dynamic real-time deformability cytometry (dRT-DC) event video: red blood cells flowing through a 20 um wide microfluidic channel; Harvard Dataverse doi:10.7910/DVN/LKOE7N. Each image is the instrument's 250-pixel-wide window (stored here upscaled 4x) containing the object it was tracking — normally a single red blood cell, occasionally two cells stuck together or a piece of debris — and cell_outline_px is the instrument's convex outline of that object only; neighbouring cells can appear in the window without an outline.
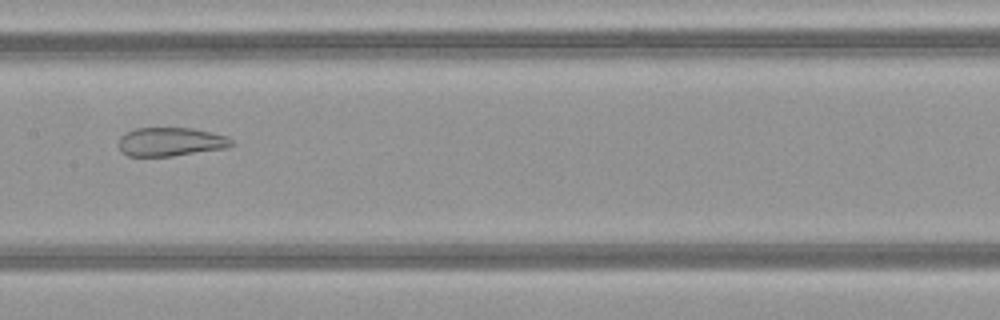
{"species": "common noctule bat (a hibernating species)", "species_latin": "Nyctalus noctula", "temperature_condition": "warm", "stored_images_in_passage": 49, "camera_frame_rate_fps": 3000, "um_per_image_px": 0.085, "animal": {"sex": "female", "body_mass_g": 21.9}, "frame": {"image": 1, "passage_image": 25, "time_ms": 8.0, "image_size_px": [1000, 320], "cell_outline_px": [[236, 144], [228, 148], [172, 156], [128, 156], [120, 152], [120, 136], [124, 132], [136, 128], [192, 128], [228, 136]], "centroid_in_image_um": [14.53, 12.05], "position_along_channel_um": 192.9, "area_um2": 19.07}}
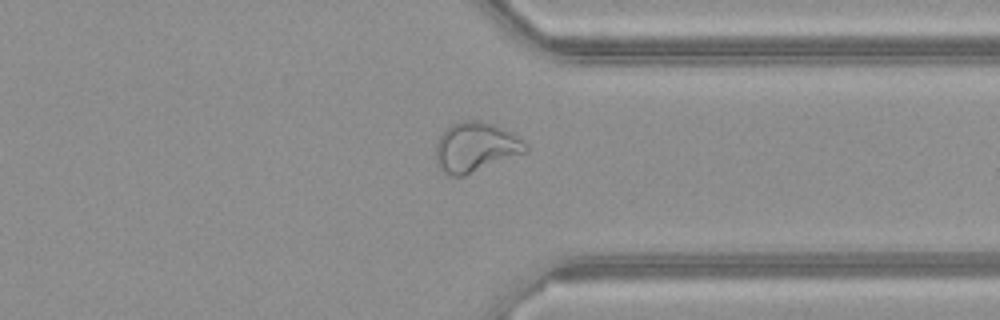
{"frame": {"image": 2, "passage_image": 38, "time_ms": 12.333, "image_size_px": [1000, 320], "cell_outline_px": [[528, 152], [464, 176], [452, 176], [444, 172], [436, 164], [436, 144], [440, 136], [452, 124], [464, 120], [480, 120], [492, 124], [512, 132], [528, 144]], "centroid_in_image_um": [40.46, 12.52], "position_along_channel_um": 370.9, "area_um2": 26.07}}
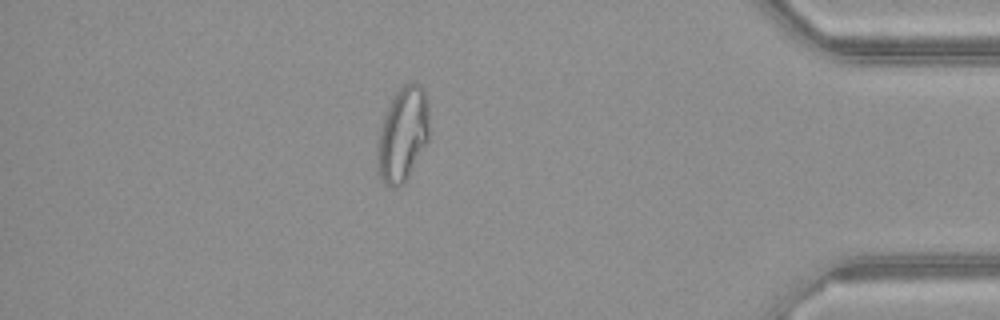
{"frame": {"image": 3, "passage_image": 43, "time_ms": 14.0, "image_size_px": [1000, 320], "cell_outline_px": [[428, 140], [404, 184], [396, 188], [388, 188], [384, 184], [380, 176], [376, 156], [376, 148], [380, 128], [384, 116], [392, 96], [404, 84], [420, 84], [424, 92], [428, 104]], "centroid_in_image_um": [34.21, 11.46], "position_along_channel_um": 401.0, "area_um2": 28.55}, "authors_computed_cell_mechanics": {"area_um2": 28.4954, "velocity_mm_per_s": 4.1501, "shape_relaxation_time_tau1_ms": null, "shape_relaxation_time_tau2_ms": 1.2046, "deformation_change_tau1": null, "deformation_change_tau2": 0.0938}}